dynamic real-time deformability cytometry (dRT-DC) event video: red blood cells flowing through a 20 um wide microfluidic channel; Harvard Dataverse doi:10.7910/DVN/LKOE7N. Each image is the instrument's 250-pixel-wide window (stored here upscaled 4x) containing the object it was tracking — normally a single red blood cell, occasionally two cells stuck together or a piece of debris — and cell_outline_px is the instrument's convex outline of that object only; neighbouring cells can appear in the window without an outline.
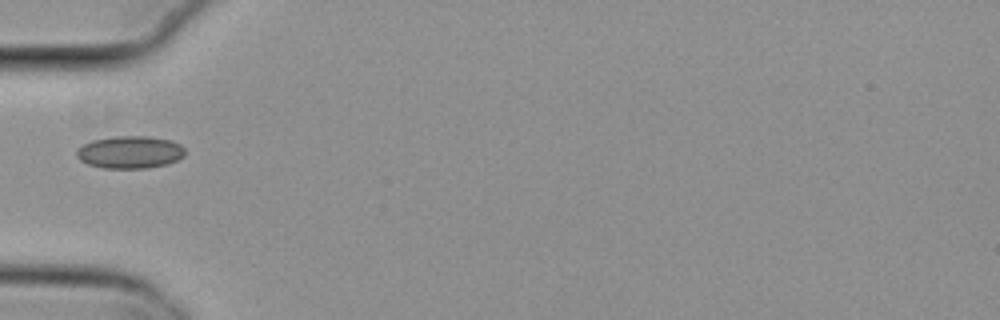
{"species": "common noctule bat (a hibernating species)", "species_latin": "Nyctalus noctula", "temperature_condition": "cold", "stored_images_in_passage": 2, "camera_frame_rate_fps": 3000, "um_per_image_px": 0.085, "animal": {"sex": "female", "body_mass_g": 29.2, "forearm_length_mm": 56.3}, "frame": {"image": 1, "passage_image": 1, "time_ms": 0.0, "image_size_px": [1000, 320], "cell_outline_px": [[184, 156], [168, 164], [148, 168], [104, 168], [88, 164], [80, 160], [76, 156], [76, 148], [92, 140], [116, 136], [148, 136], [172, 140], [180, 144], [184, 148]], "centroid_in_image_um": [11.04, 12.93], "position_along_channel_um": 74.0, "area_um2": 20.63}}
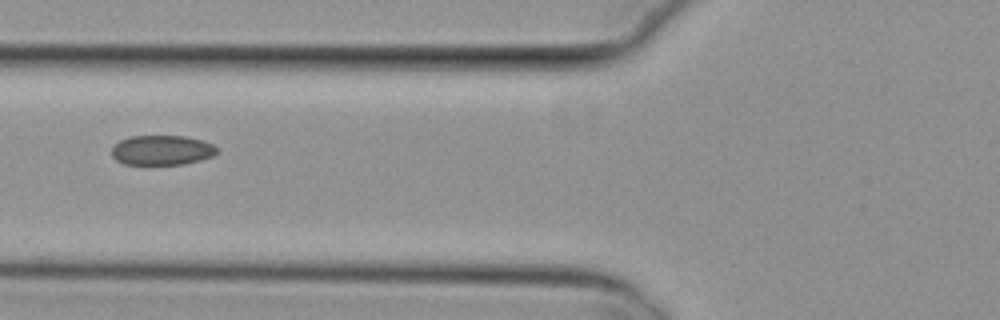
{"frame": {"image": 2, "passage_image": 2, "time_ms": 0.333, "image_size_px": [1000, 320], "cell_outline_px": [[220, 148], [212, 156], [200, 160], [184, 164], [124, 164], [116, 160], [112, 156], [112, 148], [120, 140], [132, 136], [184, 136], [204, 140]], "centroid_in_image_um": [13.78, 12.76], "position_along_channel_um": 112.0, "area_um2": 18.26}}